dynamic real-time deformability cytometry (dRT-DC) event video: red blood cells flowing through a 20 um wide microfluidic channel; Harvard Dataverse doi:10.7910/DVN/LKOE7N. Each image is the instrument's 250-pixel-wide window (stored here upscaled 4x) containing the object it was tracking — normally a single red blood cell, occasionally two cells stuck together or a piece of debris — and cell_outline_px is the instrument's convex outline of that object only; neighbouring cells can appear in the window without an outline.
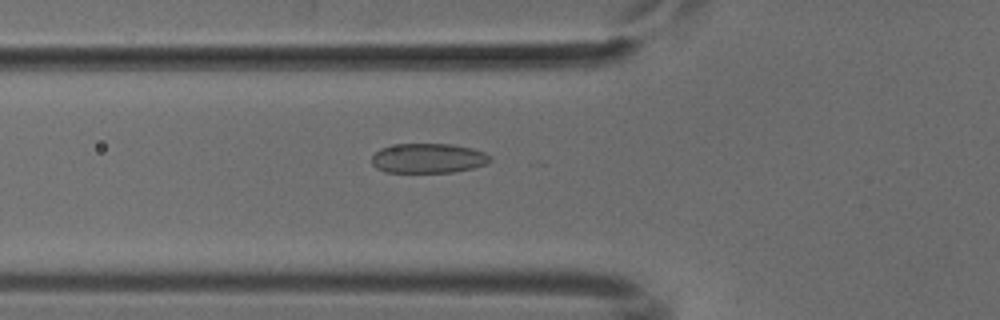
{"species": "common noctule bat (a hibernating species)", "species_latin": "Nyctalus noctula", "temperature_condition": "cold", "stored_images_in_passage": 53, "camera_frame_rate_fps": 3000, "um_per_image_px": 0.085, "animal": {"sex": "male", "body_mass_g": 18.8}, "frame": {"image": 1, "passage_image": 19, "time_ms": 6.0, "image_size_px": [1000, 320], "cell_outline_px": [[492, 160], [484, 164], [472, 168], [456, 172], [384, 172], [376, 168], [372, 164], [372, 156], [380, 148], [396, 144], [452, 144], [472, 148], [484, 152], [492, 156]], "centroid_in_image_um": [36.4, 13.45], "position_along_channel_um": 89.4, "area_um2": 20.58}}
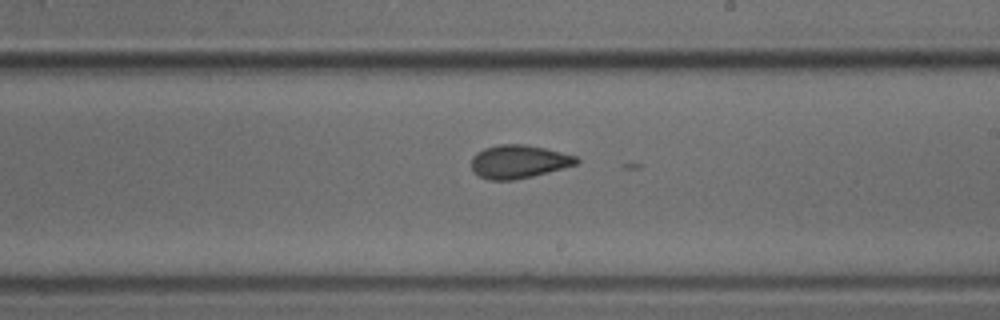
{"frame": {"image": 2, "passage_image": 31, "time_ms": 10.0, "image_size_px": [1000, 320], "cell_outline_px": [[580, 160], [576, 164], [548, 172], [516, 180], [488, 180], [472, 172], [472, 156], [476, 152], [484, 148], [496, 144], [524, 144], [544, 148], [576, 156]], "centroid_in_image_um": [44.04, 13.74], "position_along_channel_um": 245.0, "area_um2": 20.4}}
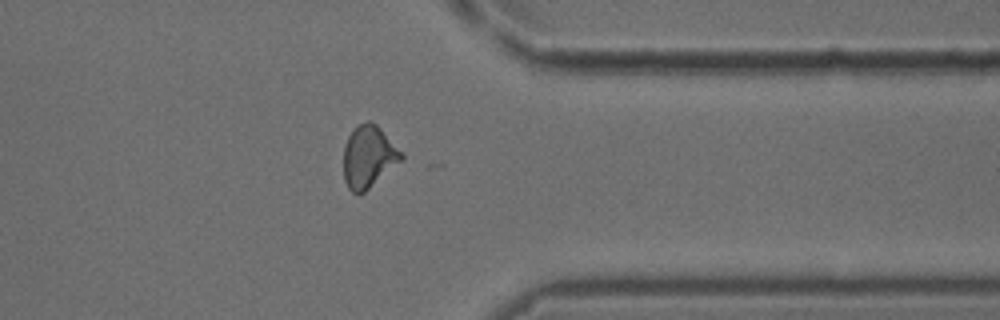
{"frame": {"image": 3, "passage_image": 42, "time_ms": 13.667, "image_size_px": [1000, 320], "cell_outline_px": [[404, 156], [400, 160], [364, 192], [352, 192], [348, 188], [344, 180], [344, 144], [348, 136], [360, 124], [368, 120], [376, 124], [380, 128]], "centroid_in_image_um": [31.28, 13.31], "position_along_channel_um": 380.1, "area_um2": 20.11}}